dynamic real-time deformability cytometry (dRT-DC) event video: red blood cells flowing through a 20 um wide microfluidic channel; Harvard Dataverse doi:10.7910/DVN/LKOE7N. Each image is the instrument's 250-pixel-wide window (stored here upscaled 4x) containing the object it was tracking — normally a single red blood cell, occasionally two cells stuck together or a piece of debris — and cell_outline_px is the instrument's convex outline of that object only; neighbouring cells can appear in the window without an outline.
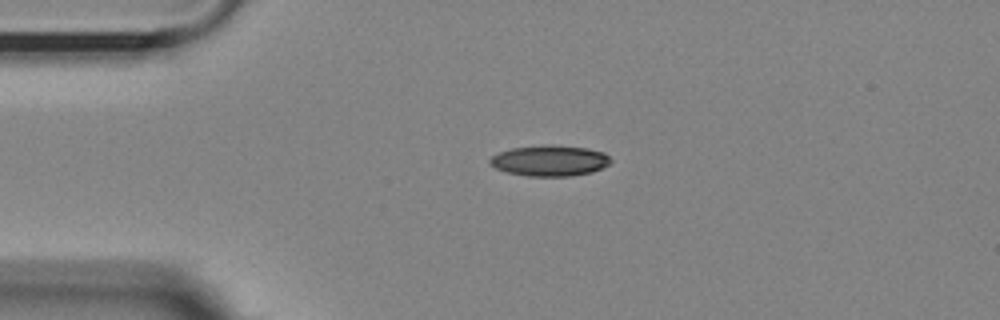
{"species": "Egyptian fruit bat (a non-hibernating species)", "species_latin": "Rousettus aegyptiacus", "temperature_condition": "room temperature", "stored_images_in_passage": 3, "camera_frame_rate_fps": 3000, "um_per_image_px": 0.085, "animal": {"sex": "female"}, "frame": {"image": 1, "passage_image": 1, "time_ms": 0.0, "image_size_px": [1000, 320], "cell_outline_px": [[612, 160], [608, 164], [592, 172], [568, 176], [528, 176], [508, 172], [496, 168], [488, 164], [488, 160], [492, 156], [500, 152], [512, 148], [544, 144], [552, 144], [588, 148], [604, 152]], "centroid_in_image_um": [46.71, 13.64], "position_along_channel_um": 38.3, "area_um2": 21.73}}
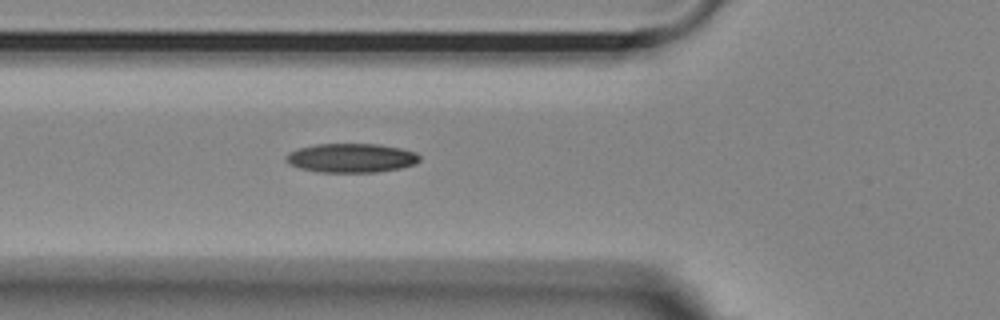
{"frame": {"image": 2, "passage_image": 3, "time_ms": 2.333, "image_size_px": [1000, 320], "cell_outline_px": [[420, 160], [416, 164], [400, 168], [376, 172], [320, 172], [300, 168], [284, 160], [284, 156], [288, 152], [300, 148], [316, 144], [380, 144], [400, 148], [416, 152], [420, 156]], "centroid_in_image_um": [29.87, 13.42], "position_along_channel_um": 95.9, "area_um2": 22.66}}